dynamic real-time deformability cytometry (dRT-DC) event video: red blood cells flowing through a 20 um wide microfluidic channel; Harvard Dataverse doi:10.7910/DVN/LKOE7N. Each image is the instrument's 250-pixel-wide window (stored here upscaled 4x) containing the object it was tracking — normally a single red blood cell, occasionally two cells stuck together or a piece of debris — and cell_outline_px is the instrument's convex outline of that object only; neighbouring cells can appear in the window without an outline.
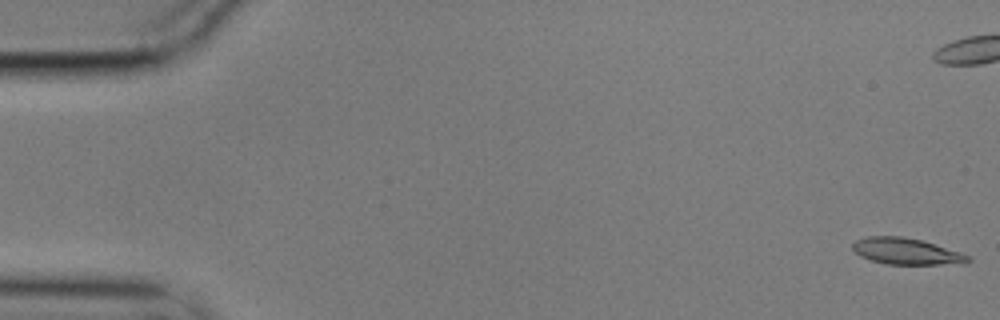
{"species": "common noctule bat (a hibernating species)", "species_latin": "Nyctalus noctula", "temperature_condition": "cold", "stored_images_in_passage": 58, "camera_frame_rate_fps": 3000, "um_per_image_px": 0.085, "animal": {"sex": "male", "body_mass_g": 17.9}, "frame": {"image": 1, "passage_image": 1, "time_ms": 0.0, "image_size_px": [1000, 320], "cell_outline_px": [[972, 260], [964, 264], [888, 264], [872, 260], [860, 256], [852, 248], [852, 244], [856, 240], [868, 236], [900, 236], [920, 240], [960, 252], [972, 256]], "centroid_in_image_um": [77.07, 21.37], "position_along_channel_um": 7.9, "area_um2": 17.63}}
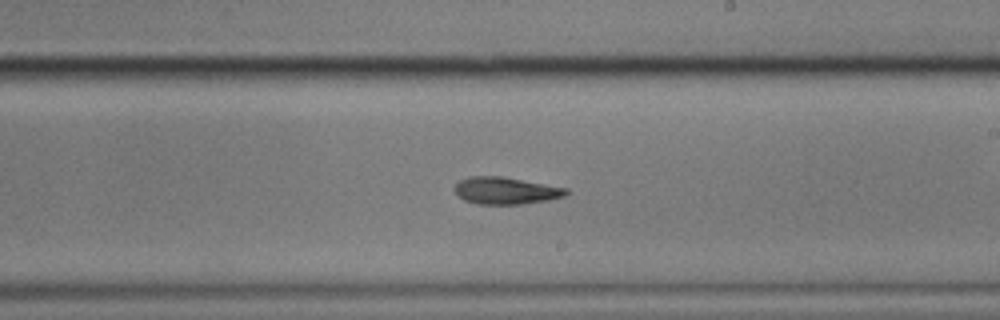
{"frame": {"image": 2, "passage_image": 33, "time_ms": 10.667, "image_size_px": [1000, 320], "cell_outline_px": [[568, 192], [564, 196], [548, 200], [524, 204], [476, 204], [464, 200], [452, 188], [460, 180], [468, 176], [504, 176], [568, 188]], "centroid_in_image_um": [42.98, 16.2], "position_along_channel_um": 246.0, "area_um2": 17.74}}
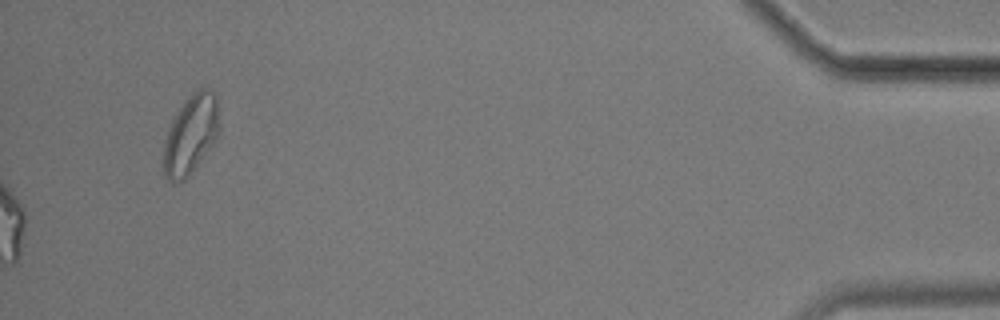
{"frame": {"image": 3, "passage_image": 58, "time_ms": 19.0, "image_size_px": [1000, 320], "cell_outline_px": [[220, 128], [216, 140], [188, 176], [184, 180], [172, 184], [164, 176], [164, 144], [168, 128], [176, 112], [184, 100], [196, 88], [212, 88], [216, 96]], "centroid_in_image_um": [16.22, 11.4], "position_along_channel_um": 419.0, "area_um2": 25.95}, "authors_computed_cell_mechanics": {"area_um2": 18.0336, "velocity_mm_per_s": 3.5187, "shape_relaxation_time_tau1_ms": 8.3485, "shape_relaxation_time_tau2_ms": 8.764, "deformation_change_tau1": 0.1936, "deformation_change_tau2": 0.1994}}